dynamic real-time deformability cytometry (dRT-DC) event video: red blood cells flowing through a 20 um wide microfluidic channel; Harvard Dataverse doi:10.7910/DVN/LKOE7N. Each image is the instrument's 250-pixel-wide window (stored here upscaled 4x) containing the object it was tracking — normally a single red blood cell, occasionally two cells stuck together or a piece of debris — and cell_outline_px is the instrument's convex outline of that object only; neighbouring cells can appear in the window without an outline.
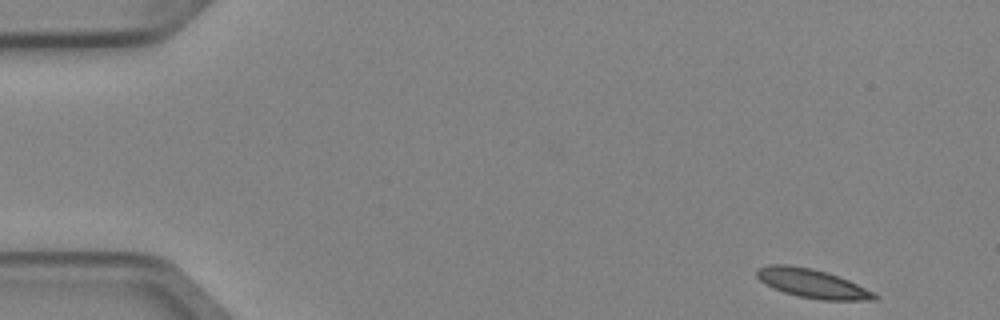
{"species": "Egyptian fruit bat (a non-hibernating species)", "species_latin": "Rousettus aegyptiacus", "temperature_condition": "cold", "stored_images_in_passage": 5, "camera_frame_rate_fps": 3000, "um_per_image_px": 0.085, "animal": {"sex": "female"}, "frame": {"image": 1, "passage_image": 1, "time_ms": 0.0, "image_size_px": [1000, 320], "cell_outline_px": [[880, 296], [876, 300], [820, 300], [800, 296], [784, 292], [772, 288], [764, 284], [756, 276], [756, 268], [768, 264], [788, 264], [812, 268], [828, 272], [848, 280]], "centroid_in_image_um": [68.99, 24.08], "position_along_channel_um": 16.0, "area_um2": 19.88}}
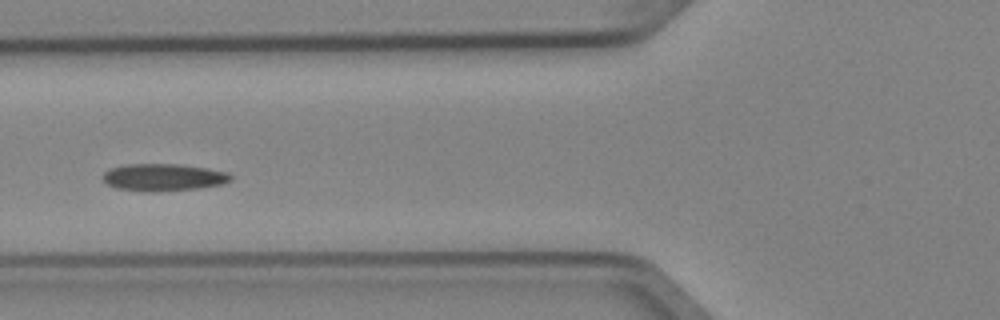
{"frame": {"image": 2, "passage_image": 5, "time_ms": 1.333, "image_size_px": [1000, 320], "cell_outline_px": [[232, 180], [220, 184], [200, 188], [152, 192], [116, 188], [108, 184], [100, 176], [108, 168], [124, 164], [180, 164], [208, 168], [228, 172], [232, 176]], "centroid_in_image_um": [13.87, 15.06], "position_along_channel_um": 111.9, "area_um2": 20.46}}